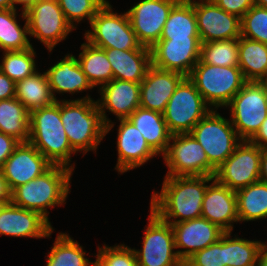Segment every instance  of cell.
<instances>
[{
    "mask_svg": "<svg viewBox=\"0 0 267 266\" xmlns=\"http://www.w3.org/2000/svg\"><path fill=\"white\" fill-rule=\"evenodd\" d=\"M214 179V176H165L160 194H152L150 209L169 224L199 218L208 186L205 183Z\"/></svg>",
    "mask_w": 267,
    "mask_h": 266,
    "instance_id": "1",
    "label": "cell"
},
{
    "mask_svg": "<svg viewBox=\"0 0 267 266\" xmlns=\"http://www.w3.org/2000/svg\"><path fill=\"white\" fill-rule=\"evenodd\" d=\"M29 143L52 164L74 170L71 147L60 115V101L30 112ZM71 165V166H70Z\"/></svg>",
    "mask_w": 267,
    "mask_h": 266,
    "instance_id": "2",
    "label": "cell"
},
{
    "mask_svg": "<svg viewBox=\"0 0 267 266\" xmlns=\"http://www.w3.org/2000/svg\"><path fill=\"white\" fill-rule=\"evenodd\" d=\"M60 115L69 143L76 152L95 151L107 134L102 112L90 96L61 100Z\"/></svg>",
    "mask_w": 267,
    "mask_h": 266,
    "instance_id": "3",
    "label": "cell"
},
{
    "mask_svg": "<svg viewBox=\"0 0 267 266\" xmlns=\"http://www.w3.org/2000/svg\"><path fill=\"white\" fill-rule=\"evenodd\" d=\"M72 169L52 165L37 178L16 187L11 203L24 209L39 212L49 221L47 208L62 205L69 193Z\"/></svg>",
    "mask_w": 267,
    "mask_h": 266,
    "instance_id": "4",
    "label": "cell"
},
{
    "mask_svg": "<svg viewBox=\"0 0 267 266\" xmlns=\"http://www.w3.org/2000/svg\"><path fill=\"white\" fill-rule=\"evenodd\" d=\"M188 78L210 107L226 106L247 82L238 66H214L200 60Z\"/></svg>",
    "mask_w": 267,
    "mask_h": 266,
    "instance_id": "5",
    "label": "cell"
},
{
    "mask_svg": "<svg viewBox=\"0 0 267 266\" xmlns=\"http://www.w3.org/2000/svg\"><path fill=\"white\" fill-rule=\"evenodd\" d=\"M91 31L85 33L86 41L101 49H149L141 45L131 27L127 12L114 13L107 3L90 22Z\"/></svg>",
    "mask_w": 267,
    "mask_h": 266,
    "instance_id": "6",
    "label": "cell"
},
{
    "mask_svg": "<svg viewBox=\"0 0 267 266\" xmlns=\"http://www.w3.org/2000/svg\"><path fill=\"white\" fill-rule=\"evenodd\" d=\"M242 140H250L267 117V82L247 81L227 105Z\"/></svg>",
    "mask_w": 267,
    "mask_h": 266,
    "instance_id": "7",
    "label": "cell"
},
{
    "mask_svg": "<svg viewBox=\"0 0 267 266\" xmlns=\"http://www.w3.org/2000/svg\"><path fill=\"white\" fill-rule=\"evenodd\" d=\"M205 151L208 161L217 169L243 141L230 120L212 109L190 132Z\"/></svg>",
    "mask_w": 267,
    "mask_h": 266,
    "instance_id": "8",
    "label": "cell"
},
{
    "mask_svg": "<svg viewBox=\"0 0 267 266\" xmlns=\"http://www.w3.org/2000/svg\"><path fill=\"white\" fill-rule=\"evenodd\" d=\"M194 83L185 77L169 99L164 120L173 134L190 133L194 126L213 108H209Z\"/></svg>",
    "mask_w": 267,
    "mask_h": 266,
    "instance_id": "9",
    "label": "cell"
},
{
    "mask_svg": "<svg viewBox=\"0 0 267 266\" xmlns=\"http://www.w3.org/2000/svg\"><path fill=\"white\" fill-rule=\"evenodd\" d=\"M170 140L163 154L169 168L166 176H215L217 169L191 133L173 134Z\"/></svg>",
    "mask_w": 267,
    "mask_h": 266,
    "instance_id": "10",
    "label": "cell"
},
{
    "mask_svg": "<svg viewBox=\"0 0 267 266\" xmlns=\"http://www.w3.org/2000/svg\"><path fill=\"white\" fill-rule=\"evenodd\" d=\"M146 227L143 247L134 252L138 266H184L179 258L171 224L161 220L151 209Z\"/></svg>",
    "mask_w": 267,
    "mask_h": 266,
    "instance_id": "11",
    "label": "cell"
},
{
    "mask_svg": "<svg viewBox=\"0 0 267 266\" xmlns=\"http://www.w3.org/2000/svg\"><path fill=\"white\" fill-rule=\"evenodd\" d=\"M261 148L243 140L217 168L214 178L233 191L259 181Z\"/></svg>",
    "mask_w": 267,
    "mask_h": 266,
    "instance_id": "12",
    "label": "cell"
},
{
    "mask_svg": "<svg viewBox=\"0 0 267 266\" xmlns=\"http://www.w3.org/2000/svg\"><path fill=\"white\" fill-rule=\"evenodd\" d=\"M29 35L36 37L52 51L57 43L74 30L65 18L58 0L36 1L25 12Z\"/></svg>",
    "mask_w": 267,
    "mask_h": 266,
    "instance_id": "13",
    "label": "cell"
},
{
    "mask_svg": "<svg viewBox=\"0 0 267 266\" xmlns=\"http://www.w3.org/2000/svg\"><path fill=\"white\" fill-rule=\"evenodd\" d=\"M179 0H141L127 11L131 27L142 46L152 48L161 38L163 27Z\"/></svg>",
    "mask_w": 267,
    "mask_h": 266,
    "instance_id": "14",
    "label": "cell"
},
{
    "mask_svg": "<svg viewBox=\"0 0 267 266\" xmlns=\"http://www.w3.org/2000/svg\"><path fill=\"white\" fill-rule=\"evenodd\" d=\"M201 43L241 36V18L228 13L212 0L193 1Z\"/></svg>",
    "mask_w": 267,
    "mask_h": 266,
    "instance_id": "15",
    "label": "cell"
},
{
    "mask_svg": "<svg viewBox=\"0 0 267 266\" xmlns=\"http://www.w3.org/2000/svg\"><path fill=\"white\" fill-rule=\"evenodd\" d=\"M200 39L159 40L152 48V66L188 77L200 58Z\"/></svg>",
    "mask_w": 267,
    "mask_h": 266,
    "instance_id": "16",
    "label": "cell"
},
{
    "mask_svg": "<svg viewBox=\"0 0 267 266\" xmlns=\"http://www.w3.org/2000/svg\"><path fill=\"white\" fill-rule=\"evenodd\" d=\"M52 164L29 142L20 143L0 168L13 191L46 172Z\"/></svg>",
    "mask_w": 267,
    "mask_h": 266,
    "instance_id": "17",
    "label": "cell"
},
{
    "mask_svg": "<svg viewBox=\"0 0 267 266\" xmlns=\"http://www.w3.org/2000/svg\"><path fill=\"white\" fill-rule=\"evenodd\" d=\"M171 226L174 232L175 247L186 248L177 251L183 263L199 250L217 242L225 233L218 225L203 217L174 223Z\"/></svg>",
    "mask_w": 267,
    "mask_h": 266,
    "instance_id": "18",
    "label": "cell"
},
{
    "mask_svg": "<svg viewBox=\"0 0 267 266\" xmlns=\"http://www.w3.org/2000/svg\"><path fill=\"white\" fill-rule=\"evenodd\" d=\"M101 98L97 100L109 133L113 122L106 117V110L112 112L118 119H127L140 107V83L112 79L100 88ZM101 101V102H100Z\"/></svg>",
    "mask_w": 267,
    "mask_h": 266,
    "instance_id": "19",
    "label": "cell"
},
{
    "mask_svg": "<svg viewBox=\"0 0 267 266\" xmlns=\"http://www.w3.org/2000/svg\"><path fill=\"white\" fill-rule=\"evenodd\" d=\"M51 223L39 212L4 204L0 209V235L14 237H50Z\"/></svg>",
    "mask_w": 267,
    "mask_h": 266,
    "instance_id": "20",
    "label": "cell"
},
{
    "mask_svg": "<svg viewBox=\"0 0 267 266\" xmlns=\"http://www.w3.org/2000/svg\"><path fill=\"white\" fill-rule=\"evenodd\" d=\"M118 120L120 121L117 137L118 161L115 169L120 174L140 167L158 154L128 118Z\"/></svg>",
    "mask_w": 267,
    "mask_h": 266,
    "instance_id": "21",
    "label": "cell"
},
{
    "mask_svg": "<svg viewBox=\"0 0 267 266\" xmlns=\"http://www.w3.org/2000/svg\"><path fill=\"white\" fill-rule=\"evenodd\" d=\"M183 74L151 66L140 83V107L163 113Z\"/></svg>",
    "mask_w": 267,
    "mask_h": 266,
    "instance_id": "22",
    "label": "cell"
},
{
    "mask_svg": "<svg viewBox=\"0 0 267 266\" xmlns=\"http://www.w3.org/2000/svg\"><path fill=\"white\" fill-rule=\"evenodd\" d=\"M201 217L218 225L225 232H231V223L239 222L236 192L214 179L205 191Z\"/></svg>",
    "mask_w": 267,
    "mask_h": 266,
    "instance_id": "23",
    "label": "cell"
},
{
    "mask_svg": "<svg viewBox=\"0 0 267 266\" xmlns=\"http://www.w3.org/2000/svg\"><path fill=\"white\" fill-rule=\"evenodd\" d=\"M112 67L113 79L141 83L152 66L150 49H103Z\"/></svg>",
    "mask_w": 267,
    "mask_h": 266,
    "instance_id": "24",
    "label": "cell"
},
{
    "mask_svg": "<svg viewBox=\"0 0 267 266\" xmlns=\"http://www.w3.org/2000/svg\"><path fill=\"white\" fill-rule=\"evenodd\" d=\"M45 73L56 101L57 99L54 95L56 92H69L73 94L93 88L83 73L76 57L72 54L65 55L61 61H58Z\"/></svg>",
    "mask_w": 267,
    "mask_h": 266,
    "instance_id": "25",
    "label": "cell"
},
{
    "mask_svg": "<svg viewBox=\"0 0 267 266\" xmlns=\"http://www.w3.org/2000/svg\"><path fill=\"white\" fill-rule=\"evenodd\" d=\"M128 119L158 155L166 152L172 134L168 130L163 113L138 107Z\"/></svg>",
    "mask_w": 267,
    "mask_h": 266,
    "instance_id": "26",
    "label": "cell"
},
{
    "mask_svg": "<svg viewBox=\"0 0 267 266\" xmlns=\"http://www.w3.org/2000/svg\"><path fill=\"white\" fill-rule=\"evenodd\" d=\"M238 67L246 81H267V45L240 36L238 38Z\"/></svg>",
    "mask_w": 267,
    "mask_h": 266,
    "instance_id": "27",
    "label": "cell"
},
{
    "mask_svg": "<svg viewBox=\"0 0 267 266\" xmlns=\"http://www.w3.org/2000/svg\"><path fill=\"white\" fill-rule=\"evenodd\" d=\"M200 39L193 0H179L169 13L160 40Z\"/></svg>",
    "mask_w": 267,
    "mask_h": 266,
    "instance_id": "28",
    "label": "cell"
},
{
    "mask_svg": "<svg viewBox=\"0 0 267 266\" xmlns=\"http://www.w3.org/2000/svg\"><path fill=\"white\" fill-rule=\"evenodd\" d=\"M15 98L31 112L54 103L47 75L38 71L23 80L17 81L15 86Z\"/></svg>",
    "mask_w": 267,
    "mask_h": 266,
    "instance_id": "29",
    "label": "cell"
},
{
    "mask_svg": "<svg viewBox=\"0 0 267 266\" xmlns=\"http://www.w3.org/2000/svg\"><path fill=\"white\" fill-rule=\"evenodd\" d=\"M30 112L15 97L0 101V132L18 140L29 141Z\"/></svg>",
    "mask_w": 267,
    "mask_h": 266,
    "instance_id": "30",
    "label": "cell"
},
{
    "mask_svg": "<svg viewBox=\"0 0 267 266\" xmlns=\"http://www.w3.org/2000/svg\"><path fill=\"white\" fill-rule=\"evenodd\" d=\"M81 49L77 61L92 87L100 85L101 88L109 83L113 79V72L105 51L87 41L81 45Z\"/></svg>",
    "mask_w": 267,
    "mask_h": 266,
    "instance_id": "31",
    "label": "cell"
},
{
    "mask_svg": "<svg viewBox=\"0 0 267 266\" xmlns=\"http://www.w3.org/2000/svg\"><path fill=\"white\" fill-rule=\"evenodd\" d=\"M239 221H255L267 217V184L255 182L236 191Z\"/></svg>",
    "mask_w": 267,
    "mask_h": 266,
    "instance_id": "32",
    "label": "cell"
},
{
    "mask_svg": "<svg viewBox=\"0 0 267 266\" xmlns=\"http://www.w3.org/2000/svg\"><path fill=\"white\" fill-rule=\"evenodd\" d=\"M16 9H0V49L3 51H22L32 47L29 35L28 22L25 12L22 17L25 25L22 28L16 19Z\"/></svg>",
    "mask_w": 267,
    "mask_h": 266,
    "instance_id": "33",
    "label": "cell"
},
{
    "mask_svg": "<svg viewBox=\"0 0 267 266\" xmlns=\"http://www.w3.org/2000/svg\"><path fill=\"white\" fill-rule=\"evenodd\" d=\"M230 235L225 232V266H258L264 243Z\"/></svg>",
    "mask_w": 267,
    "mask_h": 266,
    "instance_id": "34",
    "label": "cell"
},
{
    "mask_svg": "<svg viewBox=\"0 0 267 266\" xmlns=\"http://www.w3.org/2000/svg\"><path fill=\"white\" fill-rule=\"evenodd\" d=\"M55 240L46 266H90L91 261L85 258L86 251L68 234L59 233Z\"/></svg>",
    "mask_w": 267,
    "mask_h": 266,
    "instance_id": "35",
    "label": "cell"
},
{
    "mask_svg": "<svg viewBox=\"0 0 267 266\" xmlns=\"http://www.w3.org/2000/svg\"><path fill=\"white\" fill-rule=\"evenodd\" d=\"M199 60L214 66H238V38L201 43Z\"/></svg>",
    "mask_w": 267,
    "mask_h": 266,
    "instance_id": "36",
    "label": "cell"
},
{
    "mask_svg": "<svg viewBox=\"0 0 267 266\" xmlns=\"http://www.w3.org/2000/svg\"><path fill=\"white\" fill-rule=\"evenodd\" d=\"M33 47L22 51H4L0 70L15 83L36 73Z\"/></svg>",
    "mask_w": 267,
    "mask_h": 266,
    "instance_id": "37",
    "label": "cell"
},
{
    "mask_svg": "<svg viewBox=\"0 0 267 266\" xmlns=\"http://www.w3.org/2000/svg\"><path fill=\"white\" fill-rule=\"evenodd\" d=\"M241 36L267 45V8L254 5L244 14Z\"/></svg>",
    "mask_w": 267,
    "mask_h": 266,
    "instance_id": "38",
    "label": "cell"
},
{
    "mask_svg": "<svg viewBox=\"0 0 267 266\" xmlns=\"http://www.w3.org/2000/svg\"><path fill=\"white\" fill-rule=\"evenodd\" d=\"M68 23L75 29L74 22L87 18L89 23L107 0H58Z\"/></svg>",
    "mask_w": 267,
    "mask_h": 266,
    "instance_id": "39",
    "label": "cell"
},
{
    "mask_svg": "<svg viewBox=\"0 0 267 266\" xmlns=\"http://www.w3.org/2000/svg\"><path fill=\"white\" fill-rule=\"evenodd\" d=\"M184 266H225V233L217 242L196 252Z\"/></svg>",
    "mask_w": 267,
    "mask_h": 266,
    "instance_id": "40",
    "label": "cell"
},
{
    "mask_svg": "<svg viewBox=\"0 0 267 266\" xmlns=\"http://www.w3.org/2000/svg\"><path fill=\"white\" fill-rule=\"evenodd\" d=\"M104 247V248H103ZM98 247V256L108 266H138L134 249L123 244Z\"/></svg>",
    "mask_w": 267,
    "mask_h": 266,
    "instance_id": "41",
    "label": "cell"
},
{
    "mask_svg": "<svg viewBox=\"0 0 267 266\" xmlns=\"http://www.w3.org/2000/svg\"><path fill=\"white\" fill-rule=\"evenodd\" d=\"M224 11L242 18L255 5V0H212Z\"/></svg>",
    "mask_w": 267,
    "mask_h": 266,
    "instance_id": "42",
    "label": "cell"
},
{
    "mask_svg": "<svg viewBox=\"0 0 267 266\" xmlns=\"http://www.w3.org/2000/svg\"><path fill=\"white\" fill-rule=\"evenodd\" d=\"M19 144L15 138L0 132V168Z\"/></svg>",
    "mask_w": 267,
    "mask_h": 266,
    "instance_id": "43",
    "label": "cell"
},
{
    "mask_svg": "<svg viewBox=\"0 0 267 266\" xmlns=\"http://www.w3.org/2000/svg\"><path fill=\"white\" fill-rule=\"evenodd\" d=\"M16 83L0 70V101L15 97Z\"/></svg>",
    "mask_w": 267,
    "mask_h": 266,
    "instance_id": "44",
    "label": "cell"
},
{
    "mask_svg": "<svg viewBox=\"0 0 267 266\" xmlns=\"http://www.w3.org/2000/svg\"><path fill=\"white\" fill-rule=\"evenodd\" d=\"M249 141L261 149L267 148V117L262 122L260 129Z\"/></svg>",
    "mask_w": 267,
    "mask_h": 266,
    "instance_id": "45",
    "label": "cell"
},
{
    "mask_svg": "<svg viewBox=\"0 0 267 266\" xmlns=\"http://www.w3.org/2000/svg\"><path fill=\"white\" fill-rule=\"evenodd\" d=\"M11 199L12 190L10 189L9 184L0 169V202L8 204L11 203Z\"/></svg>",
    "mask_w": 267,
    "mask_h": 266,
    "instance_id": "46",
    "label": "cell"
},
{
    "mask_svg": "<svg viewBox=\"0 0 267 266\" xmlns=\"http://www.w3.org/2000/svg\"><path fill=\"white\" fill-rule=\"evenodd\" d=\"M259 181L267 184V148L261 149Z\"/></svg>",
    "mask_w": 267,
    "mask_h": 266,
    "instance_id": "47",
    "label": "cell"
},
{
    "mask_svg": "<svg viewBox=\"0 0 267 266\" xmlns=\"http://www.w3.org/2000/svg\"><path fill=\"white\" fill-rule=\"evenodd\" d=\"M37 0H13L14 9H16L15 4H22V12H26Z\"/></svg>",
    "mask_w": 267,
    "mask_h": 266,
    "instance_id": "48",
    "label": "cell"
},
{
    "mask_svg": "<svg viewBox=\"0 0 267 266\" xmlns=\"http://www.w3.org/2000/svg\"><path fill=\"white\" fill-rule=\"evenodd\" d=\"M13 0H0V9H13Z\"/></svg>",
    "mask_w": 267,
    "mask_h": 266,
    "instance_id": "49",
    "label": "cell"
},
{
    "mask_svg": "<svg viewBox=\"0 0 267 266\" xmlns=\"http://www.w3.org/2000/svg\"><path fill=\"white\" fill-rule=\"evenodd\" d=\"M258 266H267V250L263 247Z\"/></svg>",
    "mask_w": 267,
    "mask_h": 266,
    "instance_id": "50",
    "label": "cell"
},
{
    "mask_svg": "<svg viewBox=\"0 0 267 266\" xmlns=\"http://www.w3.org/2000/svg\"><path fill=\"white\" fill-rule=\"evenodd\" d=\"M90 266H108L105 264L98 256L96 257L95 262H91Z\"/></svg>",
    "mask_w": 267,
    "mask_h": 266,
    "instance_id": "51",
    "label": "cell"
},
{
    "mask_svg": "<svg viewBox=\"0 0 267 266\" xmlns=\"http://www.w3.org/2000/svg\"><path fill=\"white\" fill-rule=\"evenodd\" d=\"M255 5L267 8V0H255Z\"/></svg>",
    "mask_w": 267,
    "mask_h": 266,
    "instance_id": "52",
    "label": "cell"
},
{
    "mask_svg": "<svg viewBox=\"0 0 267 266\" xmlns=\"http://www.w3.org/2000/svg\"><path fill=\"white\" fill-rule=\"evenodd\" d=\"M3 205H4V203L3 202H0V209L2 208Z\"/></svg>",
    "mask_w": 267,
    "mask_h": 266,
    "instance_id": "53",
    "label": "cell"
},
{
    "mask_svg": "<svg viewBox=\"0 0 267 266\" xmlns=\"http://www.w3.org/2000/svg\"><path fill=\"white\" fill-rule=\"evenodd\" d=\"M263 247L267 250V243L266 244L264 243V246Z\"/></svg>",
    "mask_w": 267,
    "mask_h": 266,
    "instance_id": "54",
    "label": "cell"
}]
</instances>
